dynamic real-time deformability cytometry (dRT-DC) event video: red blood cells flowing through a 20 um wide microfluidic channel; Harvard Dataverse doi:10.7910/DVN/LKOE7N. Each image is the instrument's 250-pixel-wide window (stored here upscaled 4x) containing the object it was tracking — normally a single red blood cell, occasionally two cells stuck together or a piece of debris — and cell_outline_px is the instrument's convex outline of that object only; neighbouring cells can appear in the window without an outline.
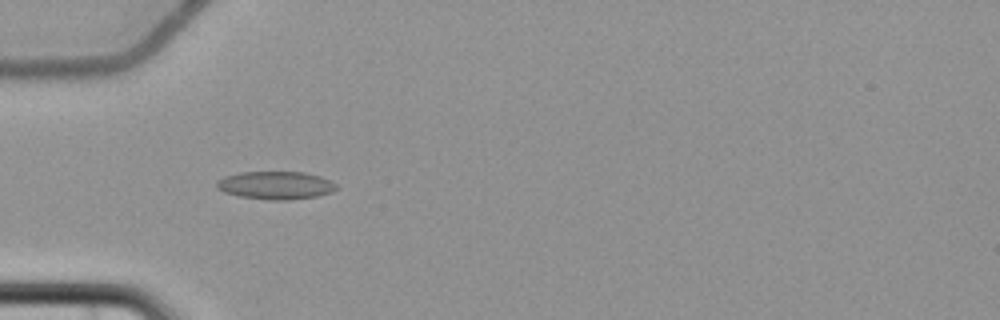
{"species": "common noctule bat (a hibernating species)", "species_latin": "Nyctalus noctula", "temperature_condition": "cold", "stored_images_in_passage": 10, "camera_frame_rate_fps": 3000, "um_per_image_px": 0.085, "animal": {"sex": "female", "body_mass_g": 22.7, "forearm_length_mm": 54.2}, "frame": {"image": 1, "passage_image": 5, "time_ms": 6.333, "image_size_px": [1000, 320], "cell_outline_px": [[340, 188], [332, 192], [316, 196], [288, 200], [268, 200], [240, 196], [224, 192], [216, 188], [216, 184], [224, 176], [240, 172], [304, 172], [320, 176], [336, 184]], "centroid_in_image_um": [23.45, 15.75], "position_along_channel_um": 61.6, "area_um2": 19.48}}
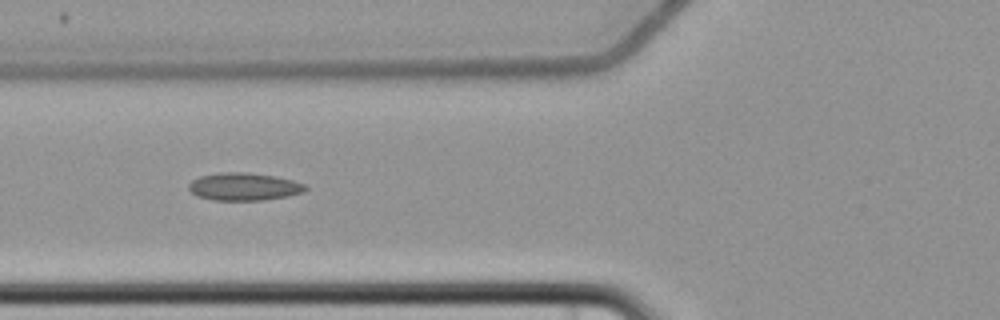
{"frame": {"image": 2, "passage_image": 6, "time_ms": 7.667, "image_size_px": [1000, 320], "cell_outline_px": [[308, 188], [304, 192], [288, 196], [264, 200], [212, 200], [196, 196], [188, 188], [188, 184], [192, 180], [200, 176], [220, 172], [248, 172], [276, 176], [292, 180], [304, 184]], "centroid_in_image_um": [20.73, 15.86], "position_along_channel_um": 105.1, "area_um2": 18.96}}
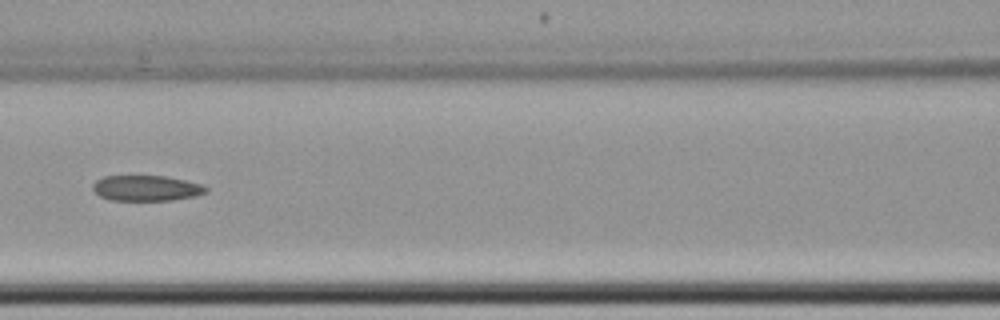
{"frame": {"image": 3, "passage_image": 7, "time_ms": 9.0, "image_size_px": [1000, 320], "cell_outline_px": [[208, 192], [196, 196], [172, 200], [108, 200], [100, 196], [92, 188], [92, 184], [96, 180], [104, 176], [164, 176], [204, 184], [208, 188]], "centroid_in_image_um": [12.46, 15.99], "position_along_channel_um": 154.1, "area_um2": 16.94}}